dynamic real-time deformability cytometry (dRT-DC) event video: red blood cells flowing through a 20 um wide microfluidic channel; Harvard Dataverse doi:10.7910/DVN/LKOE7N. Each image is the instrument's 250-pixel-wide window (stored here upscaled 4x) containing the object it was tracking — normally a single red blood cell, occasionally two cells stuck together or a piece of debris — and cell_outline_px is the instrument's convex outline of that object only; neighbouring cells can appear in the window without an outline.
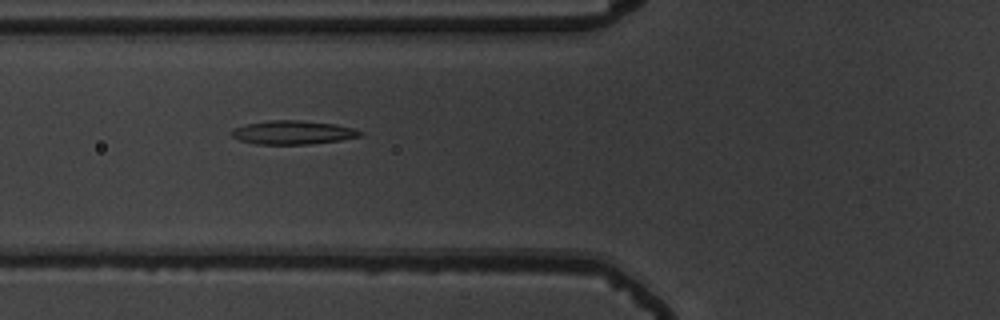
{"species": "common noctule bat (a hibernating species)", "species_latin": "Nyctalus noctula", "temperature_condition": "warm", "stored_images_in_passage": 37, "camera_frame_rate_fps": 3000, "um_per_image_px": 0.085, "animal": {"sex": "male", "body_mass_g": 19.5, "forearm_length_mm": 54.6}, "frame": {"image": 1, "passage_image": 3, "time_ms": 0.667, "image_size_px": [1000, 320], "cell_outline_px": [[364, 132], [360, 136], [340, 140], [312, 144], [256, 144], [240, 140], [232, 136], [228, 132], [236, 128], [248, 124], [268, 120], [300, 120], [336, 124], [352, 128]], "centroid_in_image_um": [24.9, 11.26], "position_along_channel_um": 100.9, "area_um2": 17.69}}
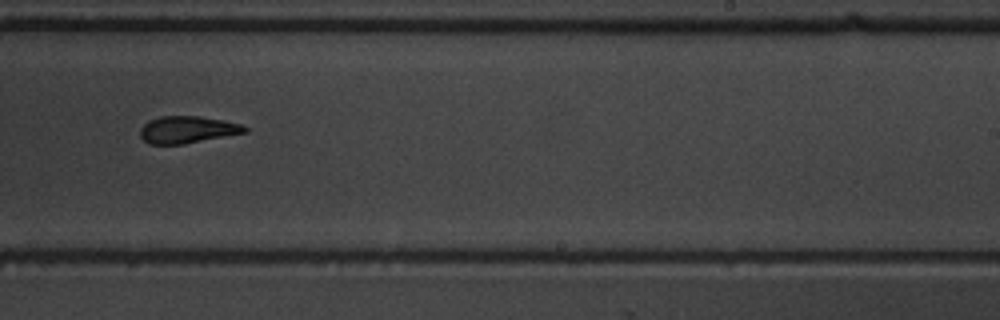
{"frame": {"image": 2, "passage_image": 17, "time_ms": 5.333, "image_size_px": [1000, 320], "cell_outline_px": [[248, 132], [184, 144], [148, 144], [140, 136], [140, 128], [148, 120], [160, 116], [200, 116], [244, 124], [248, 128]], "centroid_in_image_um": [15.94, 11.02], "position_along_channel_um": 273.1, "area_um2": 16.65}}
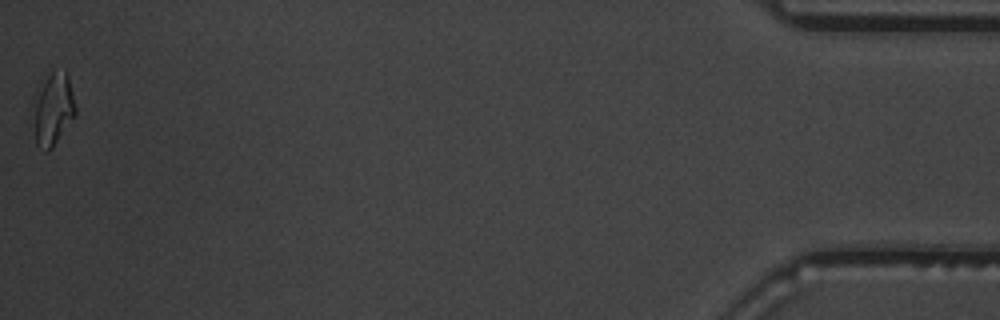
{"frame": {"image": 3, "passage_image": 37, "time_ms": 12.0, "image_size_px": [1000, 320], "cell_outline_px": [[76, 112], [52, 148], [48, 152], [44, 152], [36, 144], [32, 96], [48, 68], [64, 68], [68, 76], [76, 108]], "centroid_in_image_um": [4.46, 9.14], "position_along_channel_um": 430.7, "area_um2": 18.55}}